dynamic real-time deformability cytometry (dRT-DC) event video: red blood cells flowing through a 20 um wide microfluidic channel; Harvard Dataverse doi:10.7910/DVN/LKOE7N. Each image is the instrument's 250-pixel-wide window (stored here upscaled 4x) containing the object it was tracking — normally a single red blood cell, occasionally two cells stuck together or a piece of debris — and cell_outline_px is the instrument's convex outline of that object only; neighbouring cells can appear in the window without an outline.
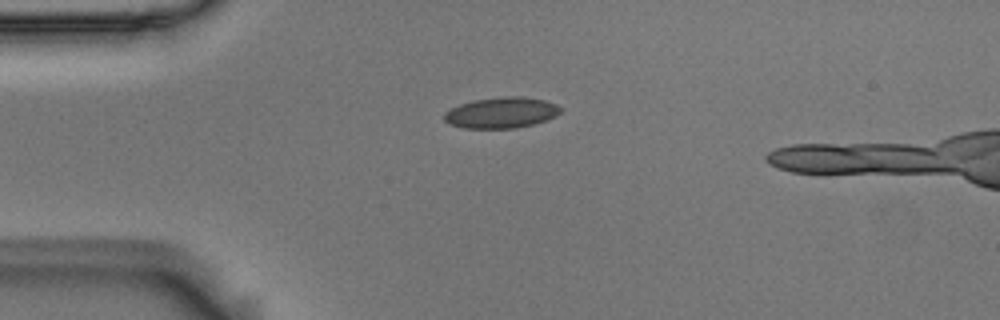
{"species": "Egyptian fruit bat (a non-hibernating species)", "species_latin": "Rousettus aegyptiacus", "temperature_condition": "room temperature", "stored_images_in_passage": 37, "camera_frame_rate_fps": 3000, "um_per_image_px": 0.085, "animal": {"sex": "male"}, "frame": {"image": 1, "passage_image": 1, "time_ms": 0.0, "image_size_px": [1000, 320], "cell_outline_px": [[564, 108], [556, 116], [548, 120], [516, 128], [460, 128], [448, 124], [444, 120], [444, 112], [460, 104], [472, 100], [500, 96], [524, 96], [544, 100], [556, 104]], "centroid_in_image_um": [42.62, 9.57], "position_along_channel_um": 42.4, "area_um2": 21.27}}
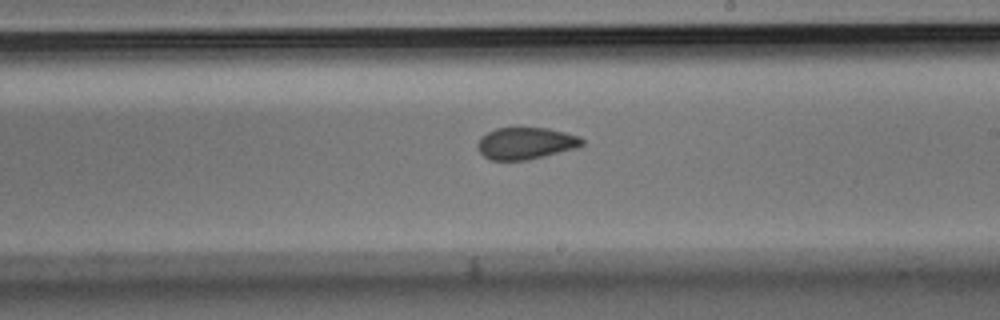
{"frame": {"image": 2, "passage_image": 19, "time_ms": 6.0, "image_size_px": [1000, 320], "cell_outline_px": [[584, 144], [576, 148], [528, 160], [492, 160], [484, 156], [480, 152], [476, 144], [480, 136], [496, 128], [548, 128], [580, 136], [584, 140]], "centroid_in_image_um": [44.68, 12.18], "position_along_channel_um": 244.3, "area_um2": 19.42}}
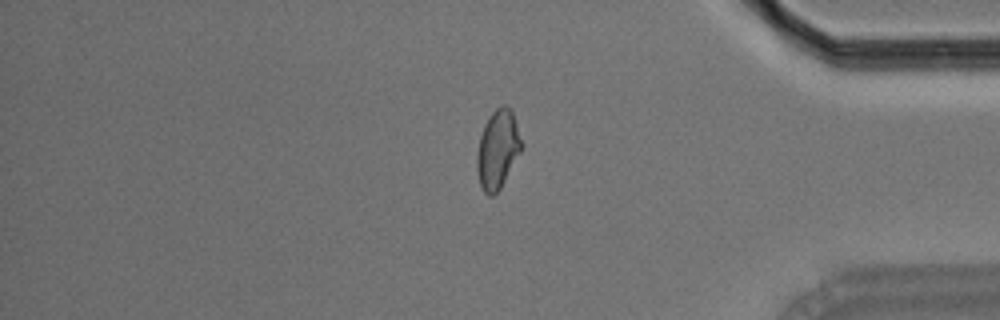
{"frame": {"image": 3, "passage_image": 33, "time_ms": 10.667, "image_size_px": [1000, 320], "cell_outline_px": [[524, 144], [520, 152], [500, 188], [492, 196], [488, 196], [484, 192], [480, 184], [476, 168], [476, 156], [480, 136], [484, 124], [488, 116], [496, 108], [504, 104], [512, 112]], "centroid_in_image_um": [42.29, 12.68], "position_along_channel_um": 392.9, "area_um2": 20.35}}